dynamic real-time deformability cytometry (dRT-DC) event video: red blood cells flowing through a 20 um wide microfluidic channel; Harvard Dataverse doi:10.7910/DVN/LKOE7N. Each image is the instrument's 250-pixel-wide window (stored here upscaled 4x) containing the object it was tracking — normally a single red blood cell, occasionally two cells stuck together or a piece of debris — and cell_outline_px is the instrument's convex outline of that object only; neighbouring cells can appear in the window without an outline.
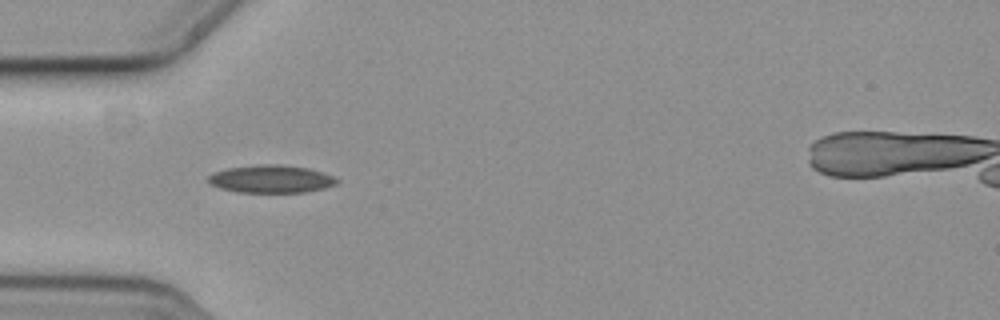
{"species": "common noctule bat (a hibernating species)", "species_latin": "Nyctalus noctula", "temperature_condition": "cold", "stored_images_in_passage": 5, "camera_frame_rate_fps": 3000, "um_per_image_px": 0.085, "animal": {"sex": "female", "body_mass_g": 19.3, "forearm_length_mm": 54.1}, "frame": {"image": 1, "passage_image": 4, "time_ms": 1.0, "image_size_px": [1000, 320], "cell_outline_px": [[340, 180], [336, 184], [324, 188], [304, 192], [236, 192], [220, 188], [212, 184], [208, 180], [208, 176], [212, 172], [228, 168], [256, 164], [280, 164], [308, 168], [332, 176]], "centroid_in_image_um": [23.02, 15.2], "position_along_channel_um": 62.0, "area_um2": 20.75}}
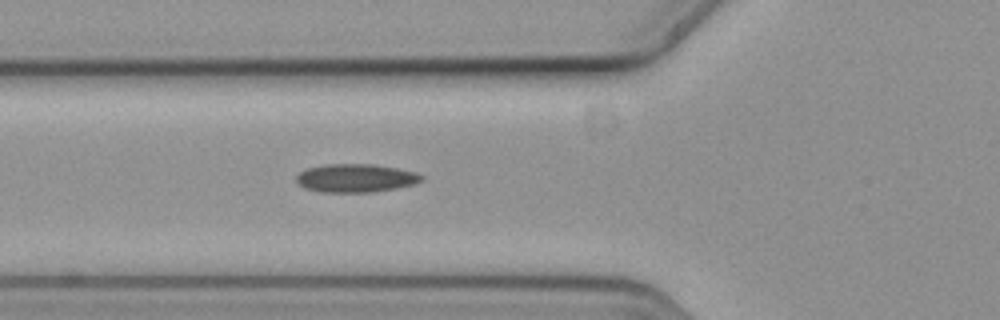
{"frame": {"image": 2, "passage_image": 5, "time_ms": 1.333, "image_size_px": [1000, 320], "cell_outline_px": [[424, 180], [416, 184], [396, 188], [372, 192], [320, 192], [304, 188], [296, 180], [296, 176], [300, 172], [308, 168], [324, 164], [372, 164], [396, 168], [416, 172], [424, 176]], "centroid_in_image_um": [30.26, 15.14], "position_along_channel_um": 95.5, "area_um2": 20.75}}